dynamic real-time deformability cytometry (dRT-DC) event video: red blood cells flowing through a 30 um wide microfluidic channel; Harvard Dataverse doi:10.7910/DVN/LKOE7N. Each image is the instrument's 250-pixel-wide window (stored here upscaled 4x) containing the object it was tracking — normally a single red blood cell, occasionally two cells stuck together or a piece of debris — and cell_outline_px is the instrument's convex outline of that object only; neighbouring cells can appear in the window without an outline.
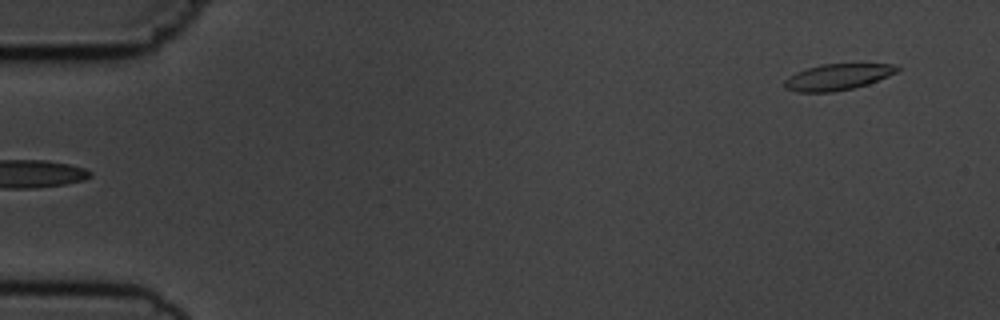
{"species": "common noctule bat (a hibernating species)", "species_latin": "Nyctalus noctula", "temperature_condition": "cold", "stored_images_in_passage": 5, "segment_of_instrument_passage": [2, 2], "camera_frame_rate_fps": 3000, "um_per_image_px": 0.085, "animal": {"sex": "male", "body_mass_g": 19.5, "forearm_length_mm": 54.6}, "frame": {"image": 1, "passage_image": 5, "time_ms": 5.333, "image_size_px": [1000, 320], "cell_outline_px": [[900, 68], [896, 72], [888, 76], [868, 84], [852, 88], [832, 92], [796, 92], [784, 88], [784, 80], [788, 76], [796, 72], [820, 64], [892, 64]], "centroid_in_image_um": [71.15, 6.55], "position_along_channel_um": 13.9, "area_um2": 17.11}}